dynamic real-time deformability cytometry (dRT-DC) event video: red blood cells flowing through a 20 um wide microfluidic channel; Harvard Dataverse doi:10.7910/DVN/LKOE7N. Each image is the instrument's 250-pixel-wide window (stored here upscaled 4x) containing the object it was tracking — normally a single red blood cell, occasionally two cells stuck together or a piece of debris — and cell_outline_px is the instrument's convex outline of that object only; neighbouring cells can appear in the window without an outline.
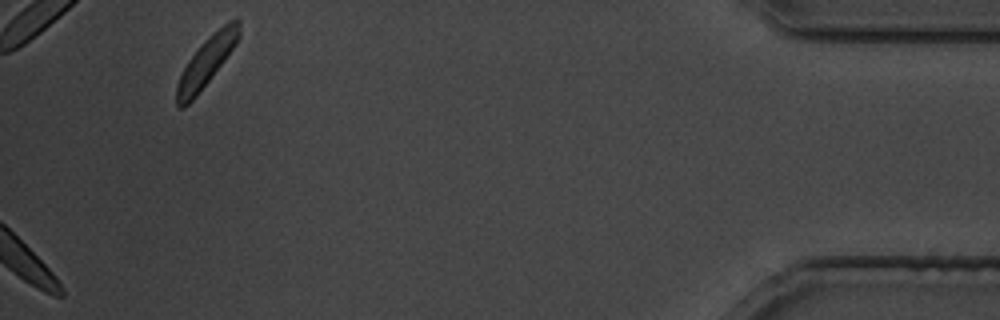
{"species": "common noctule bat (a hibernating species)", "species_latin": "Nyctalus noctula", "temperature_condition": "cold", "stored_images_in_passage": 27, "camera_frame_rate_fps": 3000, "um_per_image_px": 0.085, "animal": {"sex": "male", "body_mass_g": 19.5, "forearm_length_mm": 54.6}, "frame": {"image": 1, "passage_image": 27, "time_ms": 31.667, "image_size_px": [1000, 320], "cell_outline_px": [[240, 36], [236, 44], [224, 60], [196, 96], [184, 108], [176, 108], [176, 84], [188, 60], [204, 40], [212, 32], [228, 20], [240, 20]], "centroid_in_image_um": [17.53, 5.23], "position_along_channel_um": 417.7, "area_um2": 17.69}}